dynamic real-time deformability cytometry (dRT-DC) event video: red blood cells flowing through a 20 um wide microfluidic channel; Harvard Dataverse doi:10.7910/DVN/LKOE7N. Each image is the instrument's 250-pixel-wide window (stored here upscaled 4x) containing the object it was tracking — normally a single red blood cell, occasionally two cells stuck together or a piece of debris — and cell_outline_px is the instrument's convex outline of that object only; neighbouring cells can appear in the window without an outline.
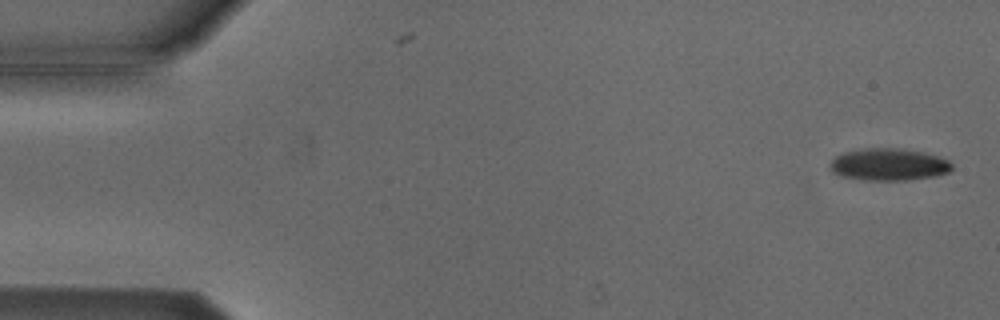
{"species": "Egyptian fruit bat (a non-hibernating species)", "species_latin": "Rousettus aegyptiacus", "temperature_condition": "cold", "stored_images_in_passage": 10, "camera_frame_rate_fps": 3000, "um_per_image_px": 0.085, "animal": {"sex": "male"}, "frame": {"image": 1, "passage_image": 1, "time_ms": 0.0, "image_size_px": [1000, 320], "cell_outline_px": [[952, 168], [948, 172], [936, 176], [908, 180], [860, 180], [840, 176], [832, 172], [832, 160], [836, 156], [844, 152], [868, 148], [896, 148], [924, 152], [940, 156], [948, 160], [952, 164]], "centroid_in_image_um": [75.57, 13.99], "position_along_channel_um": 9.4, "area_um2": 22.83}}
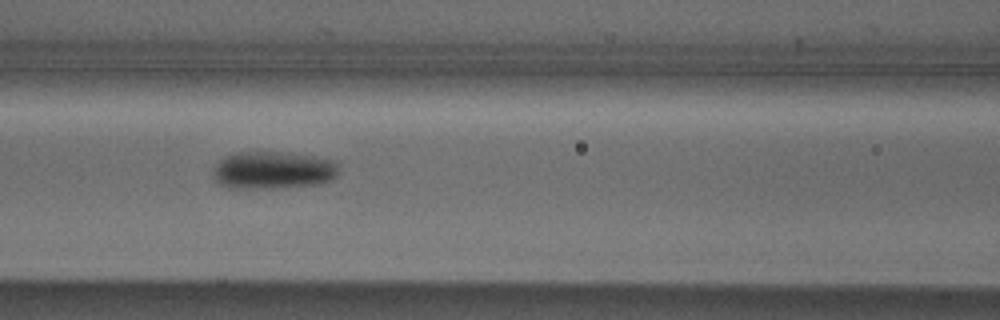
{"frame": {"image": 2, "passage_image": 7, "time_ms": 7.0, "image_size_px": [1000, 320], "cell_outline_px": [[340, 172], [332, 180], [320, 184], [272, 188], [228, 188], [220, 184], [216, 180], [212, 172], [216, 164], [224, 156], [236, 152], [280, 152], [312, 156], [336, 160]], "centroid_in_image_um": [23.23, 14.47], "position_along_channel_um": 143.4, "area_um2": 27.74}}
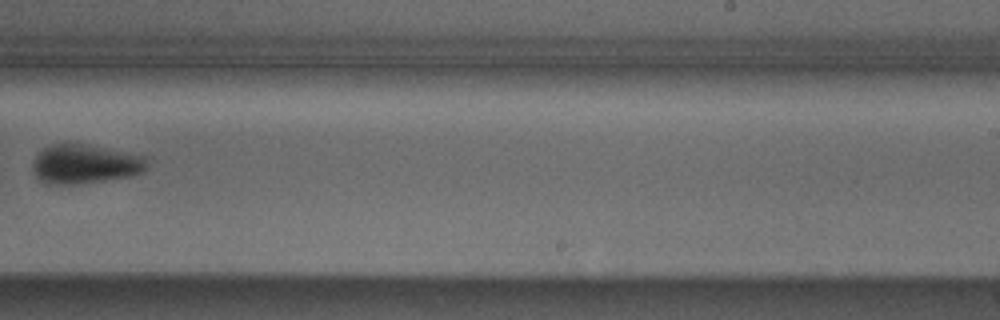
{"frame": {"image": 3, "passage_image": 10, "time_ms": 10.667, "image_size_px": [1000, 320], "cell_outline_px": [[148, 164], [144, 172], [132, 176], [76, 184], [48, 184], [40, 180], [32, 172], [32, 160], [44, 148], [52, 144], [64, 140], [144, 156]], "centroid_in_image_um": [7.17, 13.93], "position_along_channel_um": 281.8, "area_um2": 26.41}}